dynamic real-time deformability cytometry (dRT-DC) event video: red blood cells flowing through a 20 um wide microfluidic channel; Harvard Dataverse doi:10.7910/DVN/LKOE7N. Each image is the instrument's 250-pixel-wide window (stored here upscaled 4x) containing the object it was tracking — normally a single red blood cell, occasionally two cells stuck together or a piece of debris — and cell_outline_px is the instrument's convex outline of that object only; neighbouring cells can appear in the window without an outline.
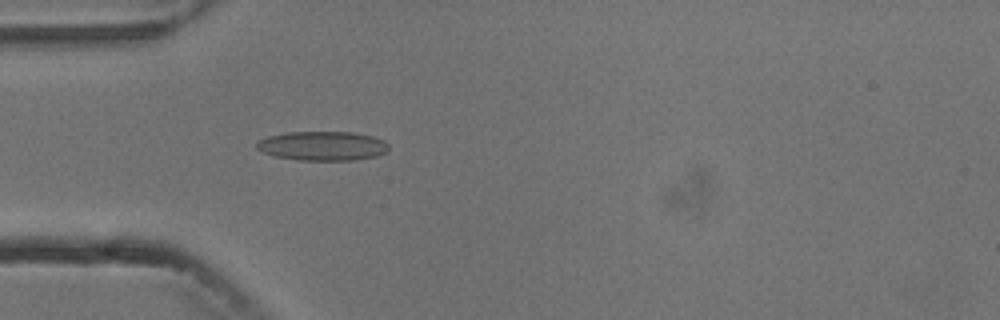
{"species": "common noctule bat (a hibernating species)", "species_latin": "Nyctalus noctula", "temperature_condition": "cold", "stored_images_in_passage": 3, "camera_frame_rate_fps": 3000, "um_per_image_px": 0.085, "animal": {"sex": "male", "body_mass_g": 13.3}, "frame": {"image": 1, "passage_image": 3, "time_ms": 2.333, "image_size_px": [1000, 320], "cell_outline_px": [[388, 148], [384, 152], [376, 156], [356, 160], [300, 160], [276, 156], [264, 152], [256, 148], [256, 144], [260, 140], [268, 136], [288, 132], [352, 132], [372, 136], [384, 140], [388, 144]], "centroid_in_image_um": [27.43, 12.4], "position_along_channel_um": 57.6, "area_um2": 22.31}}